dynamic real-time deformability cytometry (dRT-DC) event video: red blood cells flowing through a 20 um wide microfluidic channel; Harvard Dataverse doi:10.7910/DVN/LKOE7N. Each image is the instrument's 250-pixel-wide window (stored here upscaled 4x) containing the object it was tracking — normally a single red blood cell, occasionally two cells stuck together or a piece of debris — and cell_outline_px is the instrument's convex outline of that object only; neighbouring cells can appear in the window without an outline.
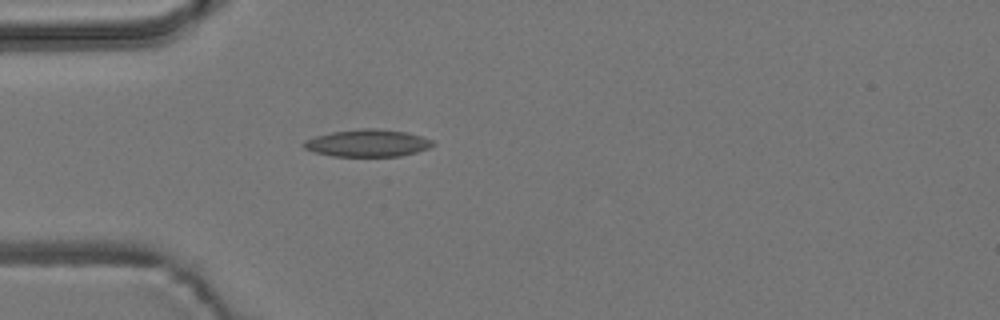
{"species": "common noctule bat (a hibernating species)", "species_latin": "Nyctalus noctula", "temperature_condition": "room temperature", "stored_images_in_passage": 4, "camera_frame_rate_fps": 3000, "um_per_image_px": 0.085, "animal": {"sex": "male", "body_mass_g": 19.2, "forearm_length_mm": 51.8}, "frame": {"image": 1, "passage_image": 4, "time_ms": 4.333, "image_size_px": [1000, 320], "cell_outline_px": [[436, 144], [428, 148], [416, 152], [400, 156], [332, 156], [316, 152], [304, 148], [300, 144], [304, 140], [316, 136], [332, 132], [364, 128], [376, 128], [404, 132], [424, 136], [432, 140]], "centroid_in_image_um": [31.25, 12.16], "position_along_channel_um": 53.8, "area_um2": 20.46}}